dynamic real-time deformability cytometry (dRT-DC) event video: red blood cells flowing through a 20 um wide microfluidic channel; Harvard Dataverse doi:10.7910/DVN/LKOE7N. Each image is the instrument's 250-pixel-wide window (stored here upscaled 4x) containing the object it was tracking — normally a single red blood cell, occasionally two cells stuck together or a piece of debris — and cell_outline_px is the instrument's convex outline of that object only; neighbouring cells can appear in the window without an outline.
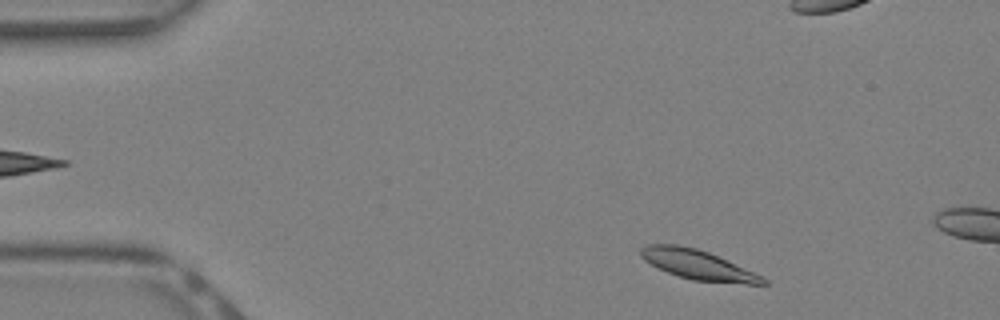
{"species": "Egyptian fruit bat (a non-hibernating species)", "species_latin": "Rousettus aegyptiacus", "temperature_condition": "warm", "stored_images_in_passage": 7, "camera_frame_rate_fps": 3000, "um_per_image_px": 0.085, "animal": {"sex": "female"}, "frame": {"image": 1, "passage_image": 2, "time_ms": 0.333, "image_size_px": [1000, 320], "cell_outline_px": [[768, 284], [744, 284], [692, 280], [668, 272], [644, 260], [640, 256], [640, 248], [648, 244], [676, 244], [696, 248], [708, 252], [764, 276], [768, 280]], "centroid_in_image_um": [59.35, 22.51], "position_along_channel_um": 25.6, "area_um2": 20.98}}